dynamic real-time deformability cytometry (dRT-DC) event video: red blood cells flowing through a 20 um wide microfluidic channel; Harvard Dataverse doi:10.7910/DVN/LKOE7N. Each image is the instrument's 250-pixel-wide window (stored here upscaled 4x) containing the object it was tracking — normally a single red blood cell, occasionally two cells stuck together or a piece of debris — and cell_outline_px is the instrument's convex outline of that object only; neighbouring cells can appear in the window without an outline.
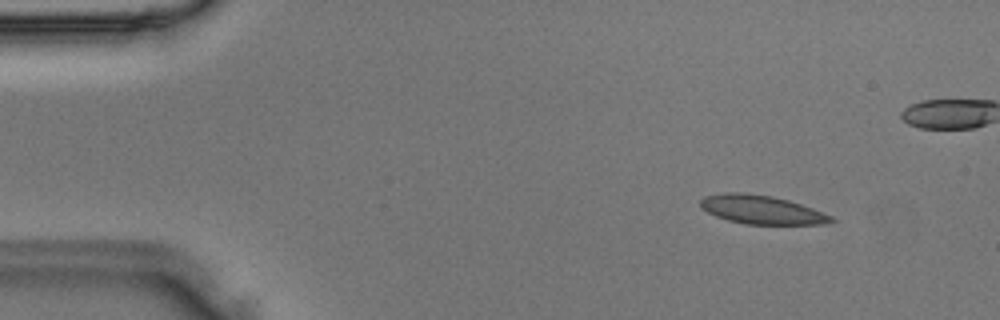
{"species": "Egyptian fruit bat (a non-hibernating species)", "species_latin": "Rousettus aegyptiacus", "temperature_condition": "room temperature", "stored_images_in_passage": 48, "camera_frame_rate_fps": 3000, "um_per_image_px": 0.085, "animal": {"sex": "male"}, "frame": {"image": 1, "passage_image": 5, "time_ms": 1.333, "image_size_px": [1000, 320], "cell_outline_px": [[836, 220], [824, 224], [744, 224], [728, 220], [716, 216], [700, 208], [700, 200], [704, 196], [724, 192], [748, 192], [772, 196], [788, 200], [812, 208], [832, 216]], "centroid_in_image_um": [64.69, 17.81], "position_along_channel_um": 20.3, "area_um2": 21.91}}
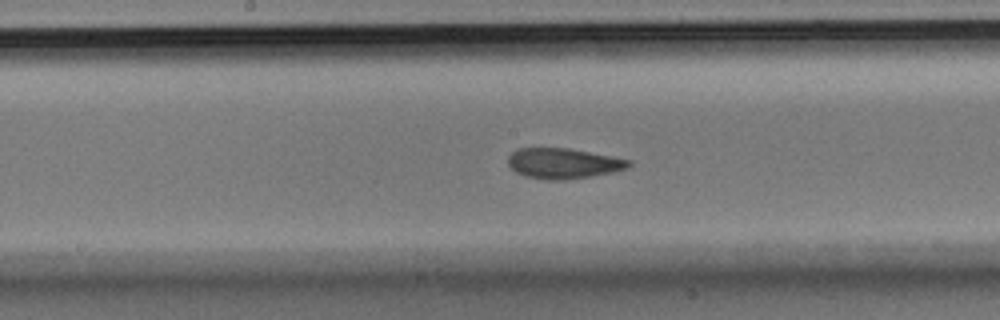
{"frame": {"image": 2, "passage_image": 24, "time_ms": 7.667, "image_size_px": [1000, 320], "cell_outline_px": [[632, 164], [628, 168], [612, 172], [564, 180], [548, 180], [524, 176], [516, 172], [508, 164], [508, 156], [516, 148], [568, 148], [632, 160]], "centroid_in_image_um": [47.87, 13.88], "position_along_channel_um": 200.3, "area_um2": 21.33}}
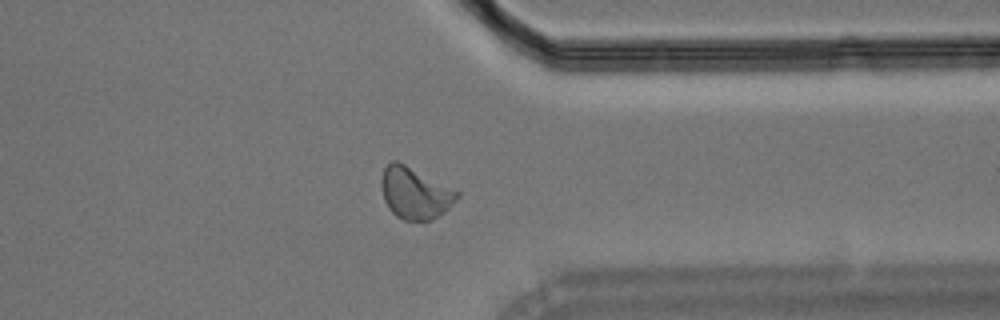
{"frame": {"image": 3, "passage_image": 37, "time_ms": 12.0, "image_size_px": [1000, 320], "cell_outline_px": [[460, 196], [444, 212], [432, 220], [404, 220], [396, 216], [388, 208], [384, 200], [380, 184], [380, 180], [384, 168], [392, 160], [396, 160], [460, 192]], "centroid_in_image_um": [35.24, 16.42], "position_along_channel_um": 376.2, "area_um2": 22.6}}